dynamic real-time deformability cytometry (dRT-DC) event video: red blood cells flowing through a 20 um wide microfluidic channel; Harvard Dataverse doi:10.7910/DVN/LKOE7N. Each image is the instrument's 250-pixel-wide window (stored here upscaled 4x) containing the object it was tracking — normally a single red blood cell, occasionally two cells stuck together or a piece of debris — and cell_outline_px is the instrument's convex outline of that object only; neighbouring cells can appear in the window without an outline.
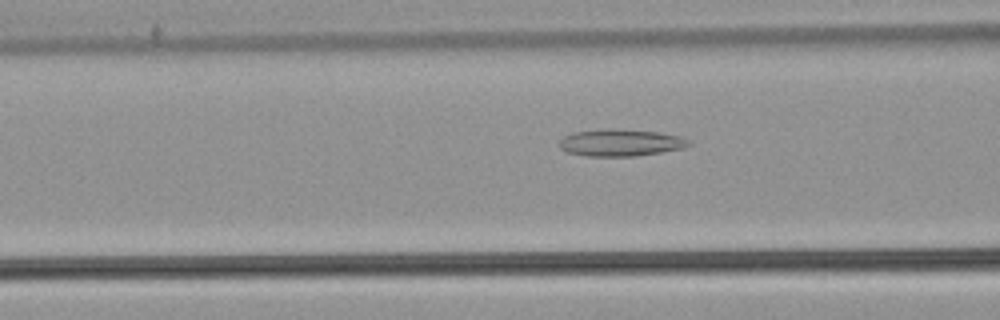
{"species": "common noctule bat (a hibernating species)", "species_latin": "Nyctalus noctula", "temperature_condition": "warm", "stored_images_in_passage": 34, "camera_frame_rate_fps": 3000, "um_per_image_px": 0.085, "animal": {"sex": "male", "body_mass_g": 21.5, "forearm_length_mm": 52.0}, "frame": {"image": 1, "passage_image": 5, "time_ms": 1.333, "image_size_px": [1000, 320], "cell_outline_px": [[692, 144], [680, 148], [660, 152], [636, 156], [588, 156], [568, 152], [560, 148], [560, 140], [564, 136], [572, 132], [608, 128], [612, 128], [660, 132], [680, 136], [692, 140]], "centroid_in_image_um": [52.76, 12.11], "position_along_channel_um": 113.8, "area_um2": 20.4}}
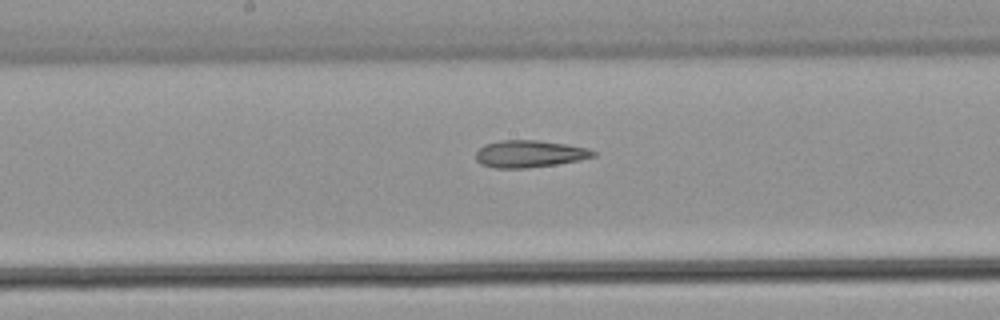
{"frame": {"image": 2, "passage_image": 12, "time_ms": 3.667, "image_size_px": [1000, 320], "cell_outline_px": [[596, 156], [580, 160], [556, 164], [524, 168], [496, 168], [480, 164], [476, 160], [476, 152], [484, 144], [500, 140], [536, 140], [568, 144], [588, 148], [596, 152]], "centroid_in_image_um": [45.01, 13.07], "position_along_channel_um": 203.2, "area_um2": 18.61}}
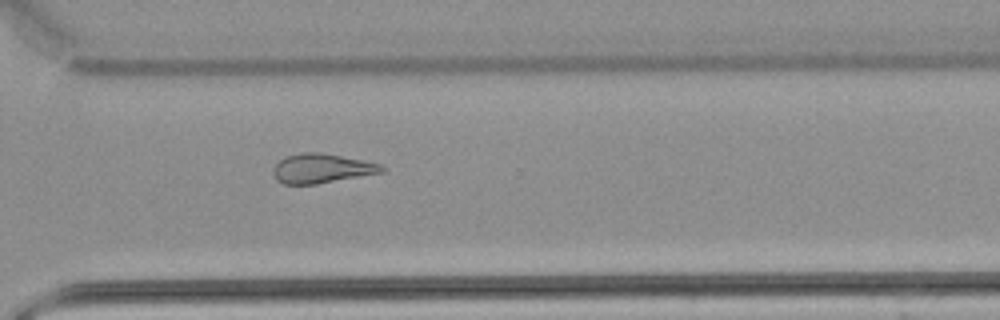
{"frame": {"image": 3, "passage_image": 23, "time_ms": 7.333, "image_size_px": [1000, 320], "cell_outline_px": [[388, 168], [384, 172], [316, 184], [284, 184], [276, 180], [272, 172], [272, 168], [284, 156], [300, 152], [320, 152], [380, 164]], "centroid_in_image_um": [27.31, 14.31], "position_along_channel_um": 343.3, "area_um2": 18.61}, "authors_computed_cell_mechanics": {"area_um2": 18.1781, "velocity_mm_per_s": 3.8244, "shape_relaxation_time_tau1_ms": null, "shape_relaxation_time_tau2_ms": 6.4236, "deformation_change_tau1": null, "deformation_change_tau2": 0.1968}}